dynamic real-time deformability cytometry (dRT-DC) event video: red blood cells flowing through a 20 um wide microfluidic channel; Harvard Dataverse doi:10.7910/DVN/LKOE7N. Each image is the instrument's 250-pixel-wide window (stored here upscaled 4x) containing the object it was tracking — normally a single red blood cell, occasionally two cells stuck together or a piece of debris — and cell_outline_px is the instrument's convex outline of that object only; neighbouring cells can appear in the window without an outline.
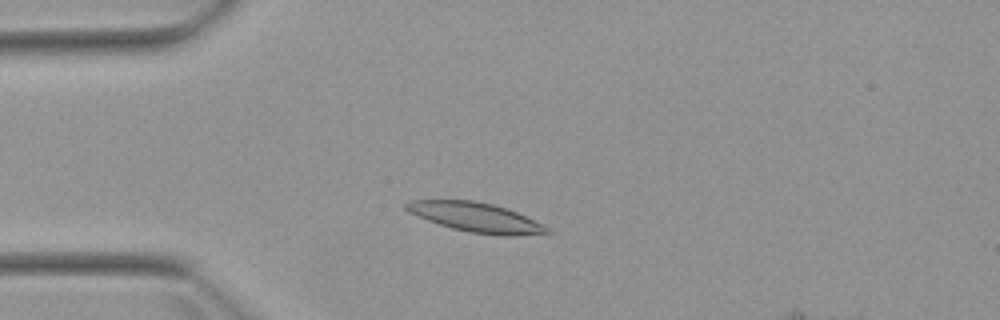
{"species": "Egyptian fruit bat (a non-hibernating species)", "species_latin": "Rousettus aegyptiacus", "temperature_condition": "warm", "stored_images_in_passage": 5, "camera_frame_rate_fps": 3000, "um_per_image_px": 0.085, "animal": {"sex": "female"}, "frame": {"image": 1, "passage_image": 4, "time_ms": 3.333, "image_size_px": [1000, 320], "cell_outline_px": [[552, 232], [548, 236], [500, 236], [468, 232], [452, 228], [428, 220], [408, 212], [404, 208], [404, 204], [412, 200], [472, 200], [492, 204], [516, 212], [548, 228]], "centroid_in_image_um": [40.51, 18.5], "position_along_channel_um": 44.5, "area_um2": 24.28}}
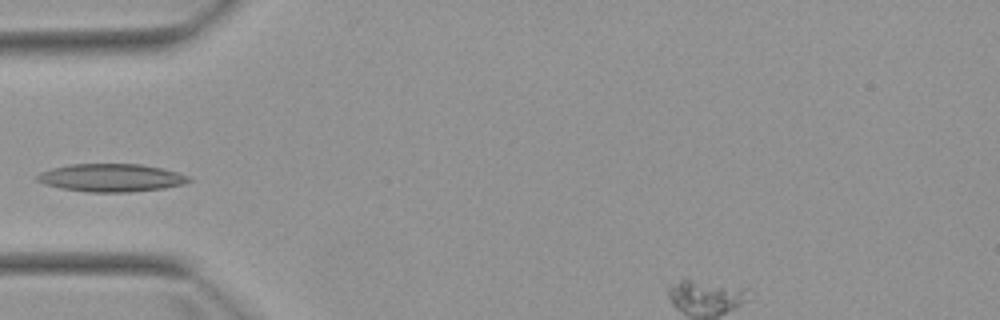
{"frame": {"image": 2, "passage_image": 5, "time_ms": 4.667, "image_size_px": [1000, 320], "cell_outline_px": [[192, 180], [184, 184], [164, 188], [128, 192], [88, 192], [60, 188], [44, 184], [36, 180], [36, 176], [40, 172], [52, 168], [68, 164], [140, 164], [160, 168], [176, 172], [188, 176]], "centroid_in_image_um": [9.41, 15.11], "position_along_channel_um": 75.6, "area_um2": 24.62}}